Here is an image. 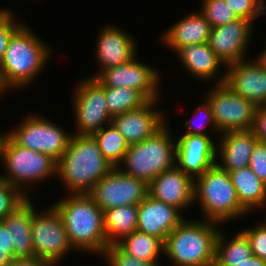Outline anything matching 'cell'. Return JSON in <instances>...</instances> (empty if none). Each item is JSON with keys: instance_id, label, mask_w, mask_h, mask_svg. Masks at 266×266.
<instances>
[{"instance_id": "24", "label": "cell", "mask_w": 266, "mask_h": 266, "mask_svg": "<svg viewBox=\"0 0 266 266\" xmlns=\"http://www.w3.org/2000/svg\"><path fill=\"white\" fill-rule=\"evenodd\" d=\"M34 198H27L11 214L2 220L11 233L14 259L34 257L31 236L32 210L36 207Z\"/></svg>"}, {"instance_id": "35", "label": "cell", "mask_w": 266, "mask_h": 266, "mask_svg": "<svg viewBox=\"0 0 266 266\" xmlns=\"http://www.w3.org/2000/svg\"><path fill=\"white\" fill-rule=\"evenodd\" d=\"M26 199L17 188L0 177V221L11 214Z\"/></svg>"}, {"instance_id": "39", "label": "cell", "mask_w": 266, "mask_h": 266, "mask_svg": "<svg viewBox=\"0 0 266 266\" xmlns=\"http://www.w3.org/2000/svg\"><path fill=\"white\" fill-rule=\"evenodd\" d=\"M252 130L259 141L266 142V110L262 106L257 107Z\"/></svg>"}, {"instance_id": "8", "label": "cell", "mask_w": 266, "mask_h": 266, "mask_svg": "<svg viewBox=\"0 0 266 266\" xmlns=\"http://www.w3.org/2000/svg\"><path fill=\"white\" fill-rule=\"evenodd\" d=\"M5 132L20 146L50 156L56 162L66 151L72 132L44 114L28 112Z\"/></svg>"}, {"instance_id": "18", "label": "cell", "mask_w": 266, "mask_h": 266, "mask_svg": "<svg viewBox=\"0 0 266 266\" xmlns=\"http://www.w3.org/2000/svg\"><path fill=\"white\" fill-rule=\"evenodd\" d=\"M194 184L195 179L175 165L148 184V195L178 208L183 214H189L188 211L195 206Z\"/></svg>"}, {"instance_id": "36", "label": "cell", "mask_w": 266, "mask_h": 266, "mask_svg": "<svg viewBox=\"0 0 266 266\" xmlns=\"http://www.w3.org/2000/svg\"><path fill=\"white\" fill-rule=\"evenodd\" d=\"M12 10L14 9L5 6L4 8L0 7V63L7 49L10 37L25 21L19 19L18 15Z\"/></svg>"}, {"instance_id": "22", "label": "cell", "mask_w": 266, "mask_h": 266, "mask_svg": "<svg viewBox=\"0 0 266 266\" xmlns=\"http://www.w3.org/2000/svg\"><path fill=\"white\" fill-rule=\"evenodd\" d=\"M224 83L257 107L266 102V71L252 57L228 65Z\"/></svg>"}, {"instance_id": "6", "label": "cell", "mask_w": 266, "mask_h": 266, "mask_svg": "<svg viewBox=\"0 0 266 266\" xmlns=\"http://www.w3.org/2000/svg\"><path fill=\"white\" fill-rule=\"evenodd\" d=\"M201 214L196 217L227 227L251 214L240 204L229 173L217 164L195 178L194 205ZM238 220V221H236ZM227 224V225H226Z\"/></svg>"}, {"instance_id": "46", "label": "cell", "mask_w": 266, "mask_h": 266, "mask_svg": "<svg viewBox=\"0 0 266 266\" xmlns=\"http://www.w3.org/2000/svg\"><path fill=\"white\" fill-rule=\"evenodd\" d=\"M262 107L266 110V102L262 105Z\"/></svg>"}, {"instance_id": "27", "label": "cell", "mask_w": 266, "mask_h": 266, "mask_svg": "<svg viewBox=\"0 0 266 266\" xmlns=\"http://www.w3.org/2000/svg\"><path fill=\"white\" fill-rule=\"evenodd\" d=\"M116 245L126 254L141 261H163L164 243L151 235L138 230L122 238Z\"/></svg>"}, {"instance_id": "41", "label": "cell", "mask_w": 266, "mask_h": 266, "mask_svg": "<svg viewBox=\"0 0 266 266\" xmlns=\"http://www.w3.org/2000/svg\"><path fill=\"white\" fill-rule=\"evenodd\" d=\"M9 266H52L36 257L15 258Z\"/></svg>"}, {"instance_id": "45", "label": "cell", "mask_w": 266, "mask_h": 266, "mask_svg": "<svg viewBox=\"0 0 266 266\" xmlns=\"http://www.w3.org/2000/svg\"><path fill=\"white\" fill-rule=\"evenodd\" d=\"M4 133H5V130L2 128V131L0 130V143L3 138Z\"/></svg>"}, {"instance_id": "21", "label": "cell", "mask_w": 266, "mask_h": 266, "mask_svg": "<svg viewBox=\"0 0 266 266\" xmlns=\"http://www.w3.org/2000/svg\"><path fill=\"white\" fill-rule=\"evenodd\" d=\"M184 13L181 18L168 25L158 37L160 45L176 53L186 45L208 43L211 33L210 22L197 9Z\"/></svg>"}, {"instance_id": "29", "label": "cell", "mask_w": 266, "mask_h": 266, "mask_svg": "<svg viewBox=\"0 0 266 266\" xmlns=\"http://www.w3.org/2000/svg\"><path fill=\"white\" fill-rule=\"evenodd\" d=\"M96 140L102 155L117 167L123 160L129 149V143L112 123L102 127L92 134Z\"/></svg>"}, {"instance_id": "42", "label": "cell", "mask_w": 266, "mask_h": 266, "mask_svg": "<svg viewBox=\"0 0 266 266\" xmlns=\"http://www.w3.org/2000/svg\"><path fill=\"white\" fill-rule=\"evenodd\" d=\"M214 266H266V261L252 255L249 259L241 263H215Z\"/></svg>"}, {"instance_id": "1", "label": "cell", "mask_w": 266, "mask_h": 266, "mask_svg": "<svg viewBox=\"0 0 266 266\" xmlns=\"http://www.w3.org/2000/svg\"><path fill=\"white\" fill-rule=\"evenodd\" d=\"M25 21L10 37L0 63V96L30 90L54 58L51 43ZM31 85V86H30ZM6 93V94H5ZM3 95V96H2Z\"/></svg>"}, {"instance_id": "4", "label": "cell", "mask_w": 266, "mask_h": 266, "mask_svg": "<svg viewBox=\"0 0 266 266\" xmlns=\"http://www.w3.org/2000/svg\"><path fill=\"white\" fill-rule=\"evenodd\" d=\"M221 226L198 217L185 218L164 241L163 257L168 266H214Z\"/></svg>"}, {"instance_id": "38", "label": "cell", "mask_w": 266, "mask_h": 266, "mask_svg": "<svg viewBox=\"0 0 266 266\" xmlns=\"http://www.w3.org/2000/svg\"><path fill=\"white\" fill-rule=\"evenodd\" d=\"M249 167L266 184V142L258 140L251 153Z\"/></svg>"}, {"instance_id": "37", "label": "cell", "mask_w": 266, "mask_h": 266, "mask_svg": "<svg viewBox=\"0 0 266 266\" xmlns=\"http://www.w3.org/2000/svg\"><path fill=\"white\" fill-rule=\"evenodd\" d=\"M106 266H163L161 262L141 261L124 253L116 244L109 245L101 257Z\"/></svg>"}, {"instance_id": "23", "label": "cell", "mask_w": 266, "mask_h": 266, "mask_svg": "<svg viewBox=\"0 0 266 266\" xmlns=\"http://www.w3.org/2000/svg\"><path fill=\"white\" fill-rule=\"evenodd\" d=\"M257 142L252 129L221 133L217 140L216 164L227 172L248 167Z\"/></svg>"}, {"instance_id": "12", "label": "cell", "mask_w": 266, "mask_h": 266, "mask_svg": "<svg viewBox=\"0 0 266 266\" xmlns=\"http://www.w3.org/2000/svg\"><path fill=\"white\" fill-rule=\"evenodd\" d=\"M138 57L140 58V55L137 54L127 63L103 70L95 79L103 86L135 89L148 101L164 99L161 98L163 91L160 86L163 80L162 72Z\"/></svg>"}, {"instance_id": "14", "label": "cell", "mask_w": 266, "mask_h": 266, "mask_svg": "<svg viewBox=\"0 0 266 266\" xmlns=\"http://www.w3.org/2000/svg\"><path fill=\"white\" fill-rule=\"evenodd\" d=\"M255 28V24L248 19L238 18L228 24L213 27L208 44L227 67L251 58L249 47L253 41Z\"/></svg>"}, {"instance_id": "15", "label": "cell", "mask_w": 266, "mask_h": 266, "mask_svg": "<svg viewBox=\"0 0 266 266\" xmlns=\"http://www.w3.org/2000/svg\"><path fill=\"white\" fill-rule=\"evenodd\" d=\"M113 24L99 28L93 53L99 69L87 77L96 78L103 70L127 63L140 52L133 34Z\"/></svg>"}, {"instance_id": "9", "label": "cell", "mask_w": 266, "mask_h": 266, "mask_svg": "<svg viewBox=\"0 0 266 266\" xmlns=\"http://www.w3.org/2000/svg\"><path fill=\"white\" fill-rule=\"evenodd\" d=\"M37 208L32 210L31 224L34 257L52 266H62L65 258L76 252L69 242L64 223L52 204L41 206V210Z\"/></svg>"}, {"instance_id": "5", "label": "cell", "mask_w": 266, "mask_h": 266, "mask_svg": "<svg viewBox=\"0 0 266 266\" xmlns=\"http://www.w3.org/2000/svg\"><path fill=\"white\" fill-rule=\"evenodd\" d=\"M0 168L3 170L0 171V177L26 198H33L30 196V192H35L32 188L36 189L51 179L57 180V162L54 159L18 145L6 132L0 143Z\"/></svg>"}, {"instance_id": "16", "label": "cell", "mask_w": 266, "mask_h": 266, "mask_svg": "<svg viewBox=\"0 0 266 266\" xmlns=\"http://www.w3.org/2000/svg\"><path fill=\"white\" fill-rule=\"evenodd\" d=\"M162 99L148 101L141 108L112 117L111 123L129 145L139 143L157 132L166 122L167 108H160Z\"/></svg>"}, {"instance_id": "44", "label": "cell", "mask_w": 266, "mask_h": 266, "mask_svg": "<svg viewBox=\"0 0 266 266\" xmlns=\"http://www.w3.org/2000/svg\"><path fill=\"white\" fill-rule=\"evenodd\" d=\"M261 53H259L258 50V56L256 55V57L253 56L255 62L266 71V46L260 51Z\"/></svg>"}, {"instance_id": "32", "label": "cell", "mask_w": 266, "mask_h": 266, "mask_svg": "<svg viewBox=\"0 0 266 266\" xmlns=\"http://www.w3.org/2000/svg\"><path fill=\"white\" fill-rule=\"evenodd\" d=\"M200 13L210 22L211 27H218L238 19L233 9L225 0H200Z\"/></svg>"}, {"instance_id": "19", "label": "cell", "mask_w": 266, "mask_h": 266, "mask_svg": "<svg viewBox=\"0 0 266 266\" xmlns=\"http://www.w3.org/2000/svg\"><path fill=\"white\" fill-rule=\"evenodd\" d=\"M175 55L178 63H181L179 65L182 70L197 82L203 84L207 82V85L225 82L227 67L215 55L208 43L183 46Z\"/></svg>"}, {"instance_id": "10", "label": "cell", "mask_w": 266, "mask_h": 266, "mask_svg": "<svg viewBox=\"0 0 266 266\" xmlns=\"http://www.w3.org/2000/svg\"><path fill=\"white\" fill-rule=\"evenodd\" d=\"M78 80L73 84V93L69 97L74 121L71 132L74 135H92L111 123L112 116L106 104L104 86L87 76Z\"/></svg>"}, {"instance_id": "20", "label": "cell", "mask_w": 266, "mask_h": 266, "mask_svg": "<svg viewBox=\"0 0 266 266\" xmlns=\"http://www.w3.org/2000/svg\"><path fill=\"white\" fill-rule=\"evenodd\" d=\"M188 215L178 208L156 200L147 195L138 204V222L136 230L160 239L163 243L170 232Z\"/></svg>"}, {"instance_id": "2", "label": "cell", "mask_w": 266, "mask_h": 266, "mask_svg": "<svg viewBox=\"0 0 266 266\" xmlns=\"http://www.w3.org/2000/svg\"><path fill=\"white\" fill-rule=\"evenodd\" d=\"M50 203L59 212L76 254L82 252L101 259L108 247L104 212L93 198L88 193L64 194Z\"/></svg>"}, {"instance_id": "17", "label": "cell", "mask_w": 266, "mask_h": 266, "mask_svg": "<svg viewBox=\"0 0 266 266\" xmlns=\"http://www.w3.org/2000/svg\"><path fill=\"white\" fill-rule=\"evenodd\" d=\"M176 166L194 179L216 164L219 136L176 133Z\"/></svg>"}, {"instance_id": "3", "label": "cell", "mask_w": 266, "mask_h": 266, "mask_svg": "<svg viewBox=\"0 0 266 266\" xmlns=\"http://www.w3.org/2000/svg\"><path fill=\"white\" fill-rule=\"evenodd\" d=\"M113 168L92 135L72 134L57 162V179L65 191L63 194L89 193Z\"/></svg>"}, {"instance_id": "33", "label": "cell", "mask_w": 266, "mask_h": 266, "mask_svg": "<svg viewBox=\"0 0 266 266\" xmlns=\"http://www.w3.org/2000/svg\"><path fill=\"white\" fill-rule=\"evenodd\" d=\"M252 224L251 227L245 226L239 229L248 238L253 255L266 261V218L256 219Z\"/></svg>"}, {"instance_id": "43", "label": "cell", "mask_w": 266, "mask_h": 266, "mask_svg": "<svg viewBox=\"0 0 266 266\" xmlns=\"http://www.w3.org/2000/svg\"><path fill=\"white\" fill-rule=\"evenodd\" d=\"M14 260V250H0V266H9Z\"/></svg>"}, {"instance_id": "7", "label": "cell", "mask_w": 266, "mask_h": 266, "mask_svg": "<svg viewBox=\"0 0 266 266\" xmlns=\"http://www.w3.org/2000/svg\"><path fill=\"white\" fill-rule=\"evenodd\" d=\"M167 122L152 136L129 146L122 162V172L149 184L163 171L176 165V135ZM173 133V135H172Z\"/></svg>"}, {"instance_id": "30", "label": "cell", "mask_w": 266, "mask_h": 266, "mask_svg": "<svg viewBox=\"0 0 266 266\" xmlns=\"http://www.w3.org/2000/svg\"><path fill=\"white\" fill-rule=\"evenodd\" d=\"M104 91L109 114L112 117L139 109L148 102L139 91L132 88L104 86Z\"/></svg>"}, {"instance_id": "40", "label": "cell", "mask_w": 266, "mask_h": 266, "mask_svg": "<svg viewBox=\"0 0 266 266\" xmlns=\"http://www.w3.org/2000/svg\"><path fill=\"white\" fill-rule=\"evenodd\" d=\"M0 250H14L11 233L2 221H0Z\"/></svg>"}, {"instance_id": "28", "label": "cell", "mask_w": 266, "mask_h": 266, "mask_svg": "<svg viewBox=\"0 0 266 266\" xmlns=\"http://www.w3.org/2000/svg\"><path fill=\"white\" fill-rule=\"evenodd\" d=\"M222 228L217 237L215 263H241L249 259L253 253L246 235L237 228L228 237Z\"/></svg>"}, {"instance_id": "13", "label": "cell", "mask_w": 266, "mask_h": 266, "mask_svg": "<svg viewBox=\"0 0 266 266\" xmlns=\"http://www.w3.org/2000/svg\"><path fill=\"white\" fill-rule=\"evenodd\" d=\"M102 211L128 205H138L148 195V184L114 167L88 193Z\"/></svg>"}, {"instance_id": "11", "label": "cell", "mask_w": 266, "mask_h": 266, "mask_svg": "<svg viewBox=\"0 0 266 266\" xmlns=\"http://www.w3.org/2000/svg\"><path fill=\"white\" fill-rule=\"evenodd\" d=\"M207 89L202 96L210 103L220 133L252 129L257 110L253 102L238 95L225 83L210 84Z\"/></svg>"}, {"instance_id": "26", "label": "cell", "mask_w": 266, "mask_h": 266, "mask_svg": "<svg viewBox=\"0 0 266 266\" xmlns=\"http://www.w3.org/2000/svg\"><path fill=\"white\" fill-rule=\"evenodd\" d=\"M103 212L108 246L118 243L122 238L136 230L138 205L114 207Z\"/></svg>"}, {"instance_id": "34", "label": "cell", "mask_w": 266, "mask_h": 266, "mask_svg": "<svg viewBox=\"0 0 266 266\" xmlns=\"http://www.w3.org/2000/svg\"><path fill=\"white\" fill-rule=\"evenodd\" d=\"M236 16L256 25L259 17L266 15V0H225Z\"/></svg>"}, {"instance_id": "31", "label": "cell", "mask_w": 266, "mask_h": 266, "mask_svg": "<svg viewBox=\"0 0 266 266\" xmlns=\"http://www.w3.org/2000/svg\"><path fill=\"white\" fill-rule=\"evenodd\" d=\"M203 99L200 103L195 105L197 108L193 109L191 117H187L184 124V130H178V134L190 135H204V136H220L221 133L217 129L214 119L212 108L208 100L202 96ZM209 128V131H207ZM181 132V133H180ZM212 132V134H211Z\"/></svg>"}, {"instance_id": "25", "label": "cell", "mask_w": 266, "mask_h": 266, "mask_svg": "<svg viewBox=\"0 0 266 266\" xmlns=\"http://www.w3.org/2000/svg\"><path fill=\"white\" fill-rule=\"evenodd\" d=\"M228 173L240 204L251 215L260 213V210L266 215V184L249 166Z\"/></svg>"}]
</instances>
